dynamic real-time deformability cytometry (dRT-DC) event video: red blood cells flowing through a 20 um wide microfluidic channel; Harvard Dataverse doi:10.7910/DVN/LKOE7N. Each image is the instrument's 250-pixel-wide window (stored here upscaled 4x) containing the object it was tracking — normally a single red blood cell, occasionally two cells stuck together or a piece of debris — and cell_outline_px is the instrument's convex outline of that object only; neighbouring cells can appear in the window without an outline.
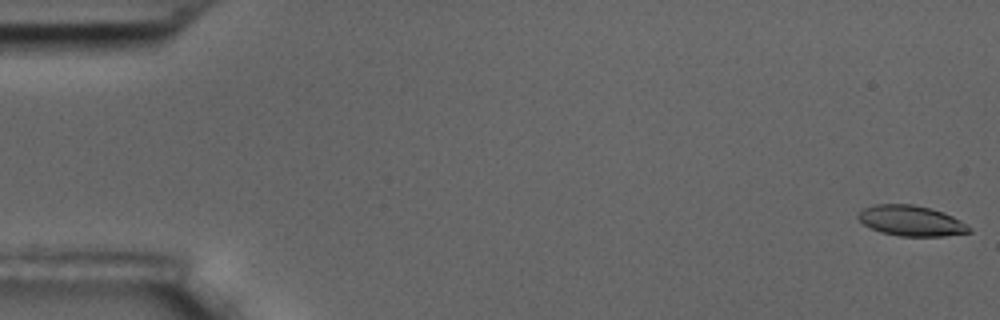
{"species": "common noctule bat (a hibernating species)", "species_latin": "Nyctalus noctula", "temperature_condition": "room temperature", "stored_images_in_passage": 5, "camera_frame_rate_fps": 3000, "um_per_image_px": 0.085, "animal": {"sex": "male", "body_mass_g": 17.5, "forearm_length_mm": 52.3}, "frame": {"image": 1, "passage_image": 1, "time_ms": 0.0, "image_size_px": [1000, 320], "cell_outline_px": [[972, 232], [944, 236], [900, 236], [880, 232], [864, 224], [856, 216], [864, 208], [872, 204], [912, 204], [944, 212], [968, 224], [972, 228]], "centroid_in_image_um": [77.47, 18.77], "position_along_channel_um": 7.5, "area_um2": 19.71}}
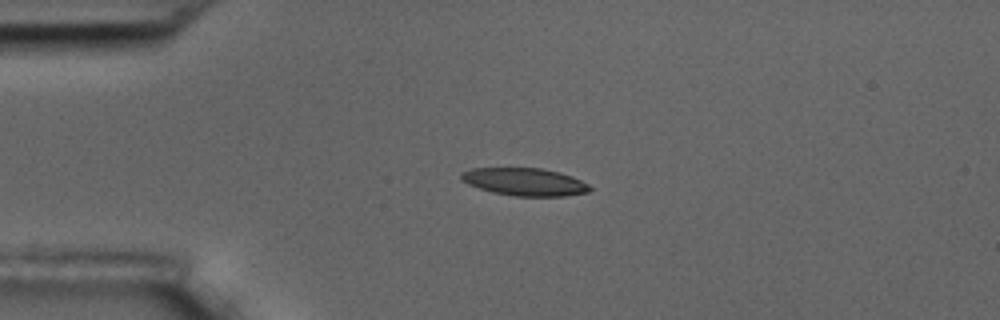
{"frame": {"image": 2, "passage_image": 4, "time_ms": 4.333, "image_size_px": [1000, 320], "cell_outline_px": [[592, 188], [588, 192], [564, 196], [516, 196], [492, 192], [468, 184], [460, 180], [460, 172], [472, 168], [540, 168], [560, 172], [572, 176], [588, 184]], "centroid_in_image_um": [44.58, 15.45], "position_along_channel_um": 40.4, "area_um2": 20.75}}